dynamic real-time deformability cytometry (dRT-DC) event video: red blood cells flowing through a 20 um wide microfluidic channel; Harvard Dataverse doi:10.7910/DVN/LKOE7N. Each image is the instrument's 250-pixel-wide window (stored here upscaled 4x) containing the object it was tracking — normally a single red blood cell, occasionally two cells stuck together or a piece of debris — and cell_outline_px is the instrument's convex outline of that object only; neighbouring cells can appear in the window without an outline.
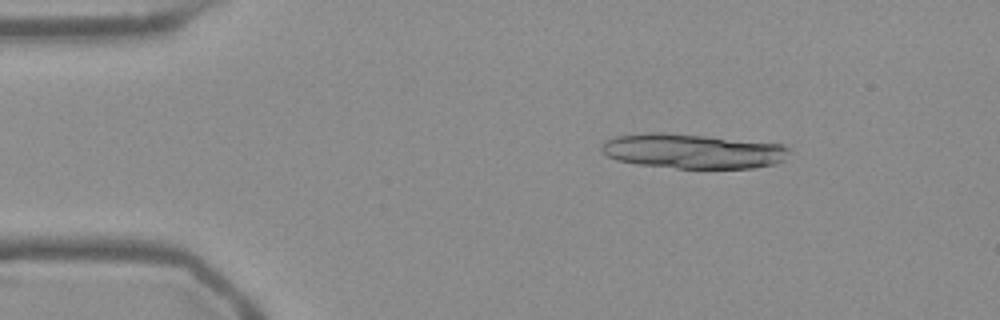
{"species": "Egyptian fruit bat (a non-hibernating species)", "species_latin": "Rousettus aegyptiacus", "temperature_condition": "warm", "stored_images_in_passage": 52, "segment_of_instrument_passage": [1, 2], "camera_frame_rate_fps": 3000, "um_per_image_px": 0.085, "frame": {"image": 1, "passage_image": 6, "time_ms": 1.667, "image_size_px": [1000, 320], "cell_outline_px": [[792, 152], [784, 160], [776, 164], [752, 168], [676, 168], [636, 164], [616, 160], [608, 156], [600, 148], [604, 140], [616, 136], [652, 132], [660, 132], [704, 136], [784, 144]], "centroid_in_image_um": [58.9, 12.85], "position_along_channel_um": 26.1, "area_um2": 38.03}}